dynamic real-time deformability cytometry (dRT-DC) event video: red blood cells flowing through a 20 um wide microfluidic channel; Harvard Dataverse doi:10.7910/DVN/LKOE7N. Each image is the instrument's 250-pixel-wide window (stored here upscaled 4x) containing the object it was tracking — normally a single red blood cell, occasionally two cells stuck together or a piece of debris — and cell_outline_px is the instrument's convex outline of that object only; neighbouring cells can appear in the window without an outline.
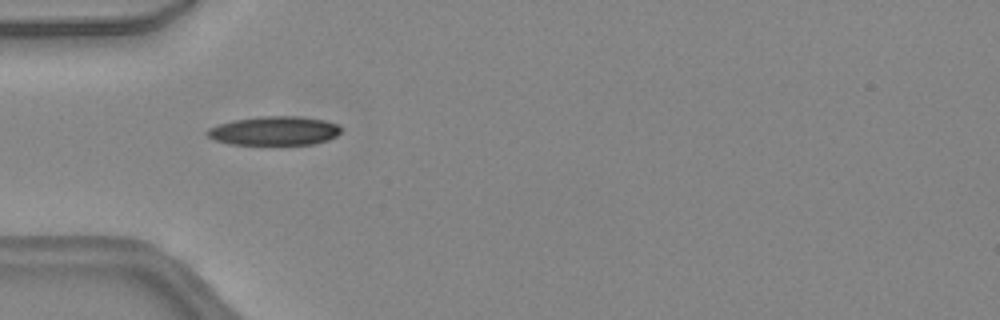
{"species": "common noctule bat (a hibernating species)", "species_latin": "Nyctalus noctula", "temperature_condition": "warm", "stored_images_in_passage": 32, "camera_frame_rate_fps": 3000, "um_per_image_px": 0.085, "animal": {"sex": "female", "body_mass_g": 24.6, "forearm_length_mm": 56.2}, "frame": {"image": 1, "passage_image": 1, "time_ms": 0.0, "image_size_px": [1000, 320], "cell_outline_px": [[340, 132], [336, 136], [328, 140], [312, 144], [228, 144], [216, 140], [208, 136], [204, 132], [208, 128], [216, 124], [232, 120], [260, 116], [300, 116], [324, 120], [336, 124], [340, 128]], "centroid_in_image_um": [23.27, 11.11], "position_along_channel_um": 61.7, "area_um2": 22.6}}
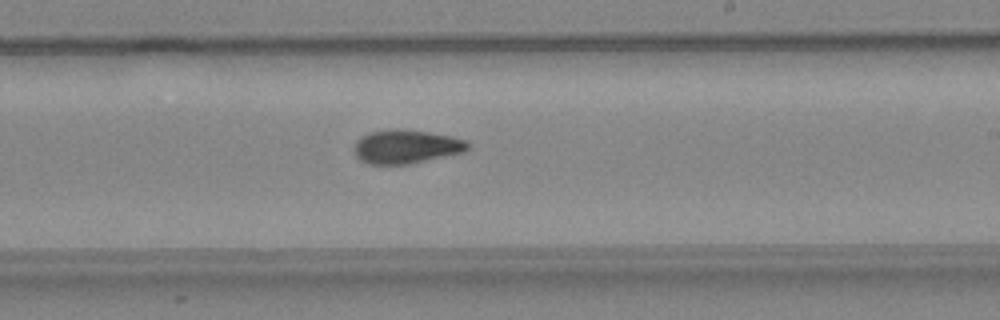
{"frame": {"image": 2, "passage_image": 14, "time_ms": 4.333, "image_size_px": [1000, 320], "cell_outline_px": [[468, 148], [464, 152], [408, 164], [368, 164], [360, 160], [352, 152], [356, 140], [360, 136], [368, 132], [392, 128], [404, 128], [452, 136], [464, 140], [468, 144]], "centroid_in_image_um": [34.45, 12.45], "position_along_channel_um": 254.5, "area_um2": 22.6}}
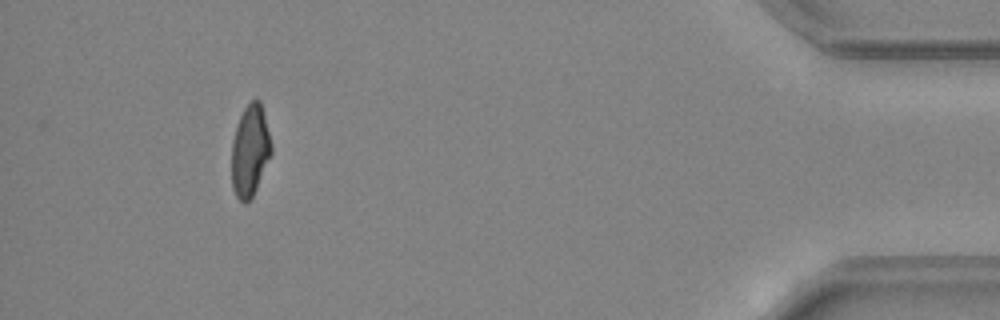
{"frame": {"image": 3, "passage_image": 29, "time_ms": 9.333, "image_size_px": [1000, 320], "cell_outline_px": [[272, 152], [256, 188], [248, 204], [244, 204], [236, 196], [232, 188], [232, 140], [236, 124], [244, 108], [252, 100], [260, 100], [264, 112], [272, 144]], "centroid_in_image_um": [21.25, 12.81], "position_along_channel_um": 414.0, "area_um2": 21.21}, "authors_computed_cell_mechanics": {"area_um2": 22.253, "velocity_mm_per_s": 4.4999, "shape_relaxation_time_tau1_ms": 7.9331, "shape_relaxation_time_tau2_ms": 2.4007, "deformation_change_tau1": 0.2475, "deformation_change_tau2": 0.0873}}